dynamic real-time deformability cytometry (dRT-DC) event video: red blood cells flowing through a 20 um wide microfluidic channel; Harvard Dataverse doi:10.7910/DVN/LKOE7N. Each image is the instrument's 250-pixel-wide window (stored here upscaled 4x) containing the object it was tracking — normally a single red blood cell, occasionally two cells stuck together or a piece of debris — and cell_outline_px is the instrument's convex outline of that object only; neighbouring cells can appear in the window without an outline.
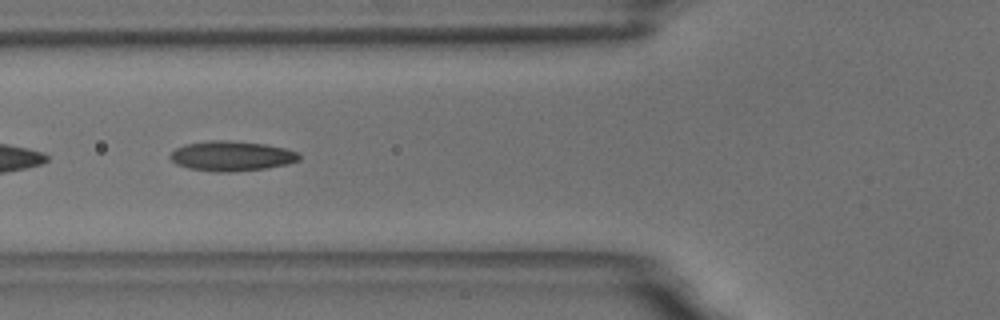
{"species": "common noctule bat (a hibernating species)", "species_latin": "Nyctalus noctula", "temperature_condition": "room temperature", "stored_images_in_passage": 34, "camera_frame_rate_fps": 3000, "um_per_image_px": 0.085, "animal": {"sex": "male", "body_mass_g": 18.8}, "frame": {"image": 1, "passage_image": 21, "time_ms": 6.667, "image_size_px": [1000, 320], "cell_outline_px": [[300, 160], [288, 164], [264, 168], [232, 172], [212, 172], [188, 168], [176, 164], [168, 156], [176, 148], [184, 144], [208, 140], [228, 140], [264, 144], [284, 148], [296, 152], [300, 156]], "centroid_in_image_um": [19.64, 13.26], "position_along_channel_um": 106.2, "area_um2": 22.54}}